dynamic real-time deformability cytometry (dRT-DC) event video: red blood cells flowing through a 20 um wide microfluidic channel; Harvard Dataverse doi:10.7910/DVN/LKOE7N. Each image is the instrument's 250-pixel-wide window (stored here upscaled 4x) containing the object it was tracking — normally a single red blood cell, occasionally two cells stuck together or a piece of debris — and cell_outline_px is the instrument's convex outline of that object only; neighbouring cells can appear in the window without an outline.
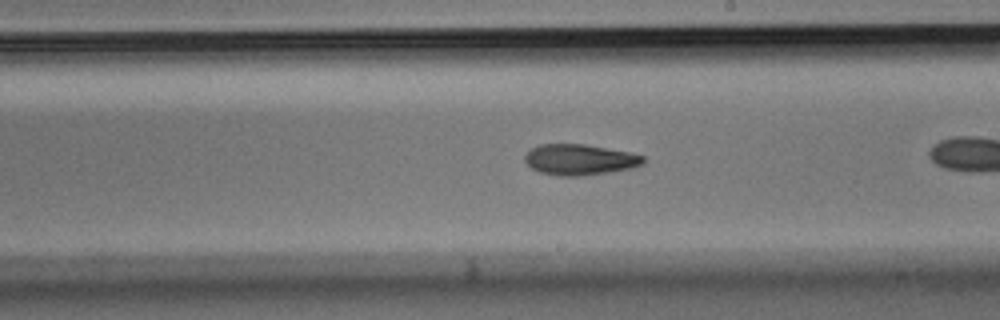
{"species": "Egyptian fruit bat (a non-hibernating species)", "species_latin": "Rousettus aegyptiacus", "temperature_condition": "room temperature", "stored_images_in_passage": 25, "camera_frame_rate_fps": 3000, "um_per_image_px": 0.085, "animal": {"sex": "male"}, "frame": {"image": 1, "passage_image": 15, "time_ms": 4.667, "image_size_px": [1000, 320], "cell_outline_px": [[644, 164], [632, 168], [608, 172], [580, 176], [560, 176], [540, 172], [532, 168], [524, 160], [524, 156], [532, 148], [540, 144], [584, 144], [628, 152], [644, 156]], "centroid_in_image_um": [49.27, 13.57], "position_along_channel_um": 239.7, "area_um2": 21.1}}
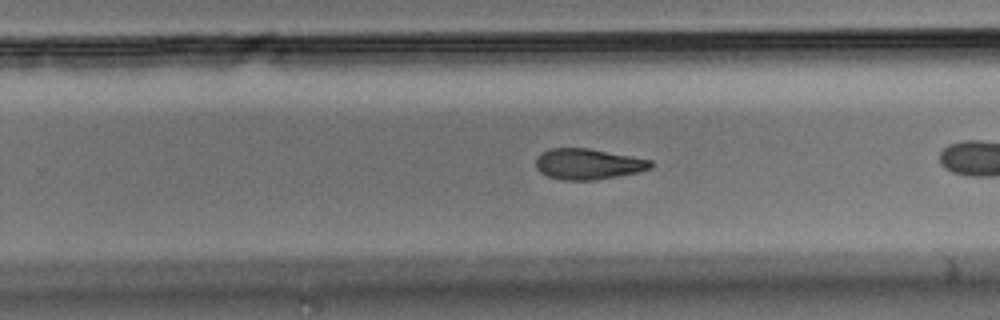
{"frame": {"image": 2, "passage_image": 18, "time_ms": 5.667, "image_size_px": [1000, 320], "cell_outline_px": [[652, 168], [636, 172], [596, 180], [564, 180], [548, 176], [540, 172], [536, 168], [536, 156], [552, 148], [588, 148], [652, 160]], "centroid_in_image_um": [49.97, 13.94], "position_along_channel_um": 279.8, "area_um2": 20.4}}